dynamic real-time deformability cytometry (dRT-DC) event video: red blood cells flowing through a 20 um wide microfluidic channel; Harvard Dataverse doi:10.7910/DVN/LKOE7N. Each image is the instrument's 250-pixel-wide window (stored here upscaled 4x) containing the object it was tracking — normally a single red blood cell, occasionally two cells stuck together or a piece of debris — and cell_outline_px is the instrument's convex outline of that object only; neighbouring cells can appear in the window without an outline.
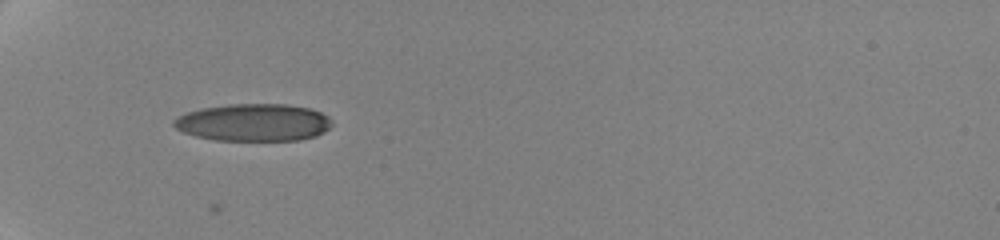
{"species": "human", "species_latin": "Homo sapiens", "temperature_condition": "cold", "stored_images_in_passage": 46, "camera_frame_rate_fps": 3000, "um_per_image_px": 0.085, "donor": {"sex": "female"}, "frame": {"image": 1, "passage_image": 1, "time_ms": 0.0, "image_size_px": [1000, 240], "cell_outline_px": [[332, 124], [324, 132], [316, 136], [300, 140], [216, 140], [196, 136], [184, 132], [176, 128], [172, 124], [172, 120], [176, 116], [200, 108], [228, 104], [288, 104], [312, 108], [328, 116], [332, 120]], "centroid_in_image_um": [21.56, 10.4], "position_along_channel_um": 63.4, "area_um2": 34.68}}
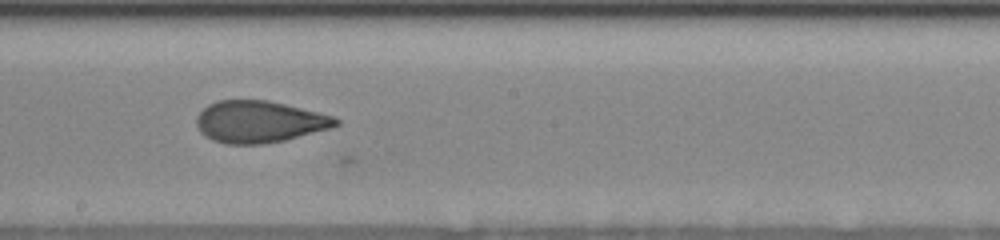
{"frame": {"image": 2, "passage_image": 23, "time_ms": 5.0, "image_size_px": [1000, 240], "cell_outline_px": [[340, 124], [332, 128], [284, 140], [264, 144], [224, 144], [212, 140], [204, 136], [200, 132], [196, 124], [196, 116], [208, 104], [216, 100], [268, 100], [336, 116], [340, 120]], "centroid_in_image_um": [22.04, 10.35], "position_along_channel_um": 226.2, "area_um2": 34.28}}
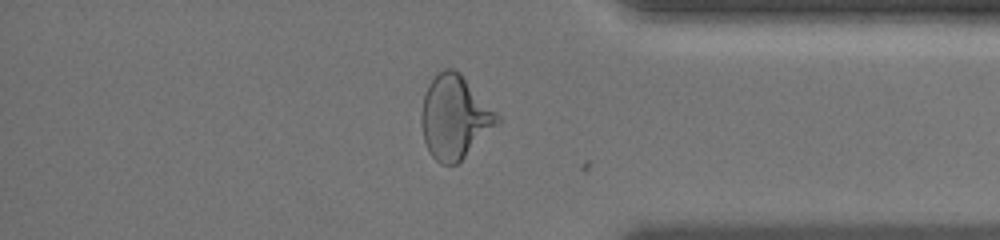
{"frame": {"image": 3, "passage_image": 39, "time_ms": 10.0, "image_size_px": [1000, 240], "cell_outline_px": [[500, 120], [456, 164], [440, 164], [428, 152], [424, 140], [420, 124], [420, 112], [424, 96], [428, 84], [444, 68], [452, 68], [460, 72], [500, 116]], "centroid_in_image_um": [38.59, 9.94], "position_along_channel_um": 396.6, "area_um2": 36.3}, "authors_computed_cell_mechanics": {"area_um2": 34.7089, "velocity_mm_per_s": 3.5463, "shape_relaxation_time_tau1_ms": 4.4626, "shape_relaxation_time_tau2_ms": 1.3249, "deformation_change_tau1": 0.1612, "deformation_change_tau2": 0.0782}}